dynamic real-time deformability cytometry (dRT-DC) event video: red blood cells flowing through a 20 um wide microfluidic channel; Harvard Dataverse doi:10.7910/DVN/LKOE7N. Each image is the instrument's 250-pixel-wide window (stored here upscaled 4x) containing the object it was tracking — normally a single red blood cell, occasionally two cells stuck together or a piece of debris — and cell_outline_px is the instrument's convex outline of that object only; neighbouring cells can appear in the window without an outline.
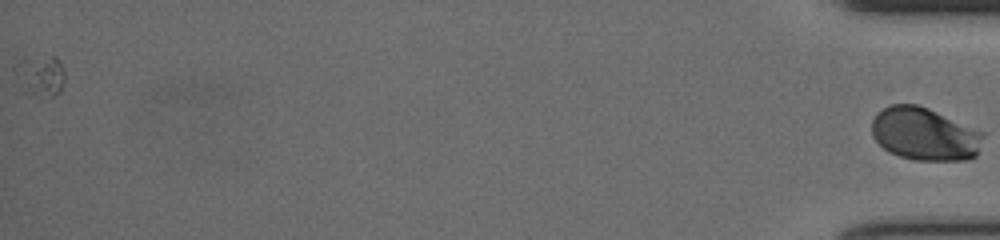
{"species": "human", "species_latin": "Homo sapiens", "temperature_condition": "cold", "stored_images_in_passage": 44, "camera_frame_rate_fps": 3000, "um_per_image_px": 0.085, "donor": {"sex": "female"}, "frame": {"image": 1, "passage_image": 44, "time_ms": 14.333, "image_size_px": [1000, 240], "cell_outline_px": [[984, 136], [976, 156], [968, 160], [916, 160], [900, 156], [888, 152], [872, 136], [872, 120], [876, 112], [892, 104], [916, 104], [928, 108], [984, 132]], "centroid_in_image_um": [78.59, 11.39], "position_along_channel_um": 356.6, "area_um2": 34.33}}